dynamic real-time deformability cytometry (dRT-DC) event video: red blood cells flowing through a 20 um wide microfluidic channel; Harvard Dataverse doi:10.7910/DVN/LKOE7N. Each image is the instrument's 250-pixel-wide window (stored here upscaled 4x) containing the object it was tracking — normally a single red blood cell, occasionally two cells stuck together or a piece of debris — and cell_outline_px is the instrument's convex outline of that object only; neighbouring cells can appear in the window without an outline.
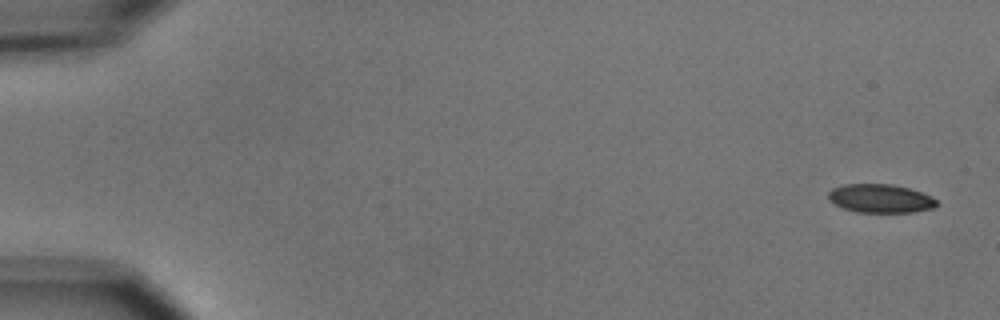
{"species": "common noctule bat (a hibernating species)", "species_latin": "Nyctalus noctula", "temperature_condition": "cold", "stored_images_in_passage": 6, "camera_frame_rate_fps": 3000, "um_per_image_px": 0.085, "animal": {"sex": "male", "body_mass_g": 15.6}, "frame": {"image": 1, "passage_image": 1, "time_ms": 0.0, "image_size_px": [1000, 320], "cell_outline_px": [[936, 204], [932, 208], [912, 212], [856, 212], [840, 208], [828, 200], [828, 192], [832, 188], [844, 184], [892, 184], [908, 188], [932, 196], [936, 200]], "centroid_in_image_um": [74.77, 16.87], "position_along_channel_um": 10.2, "area_um2": 18.09}}
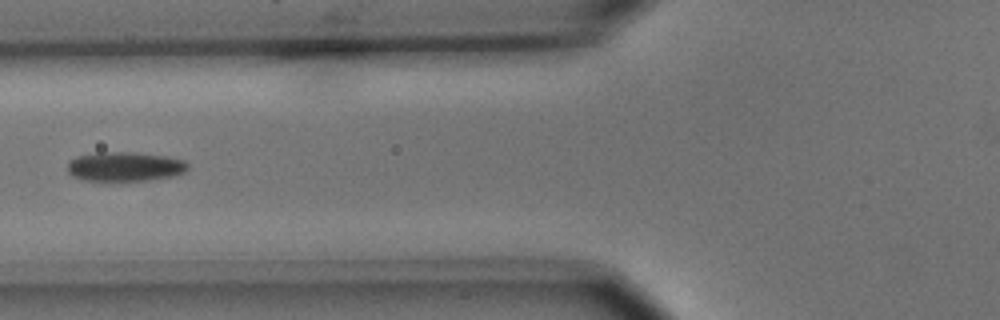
{"frame": {"image": 2, "passage_image": 6, "time_ms": 6.667, "image_size_px": [1000, 320], "cell_outline_px": [[188, 168], [184, 172], [172, 176], [148, 180], [84, 180], [72, 176], [68, 172], [68, 160], [76, 156], [96, 152], [132, 152], [168, 156], [184, 160], [188, 164]], "centroid_in_image_um": [10.6, 14.14], "position_along_channel_um": 115.2, "area_um2": 20.63}}